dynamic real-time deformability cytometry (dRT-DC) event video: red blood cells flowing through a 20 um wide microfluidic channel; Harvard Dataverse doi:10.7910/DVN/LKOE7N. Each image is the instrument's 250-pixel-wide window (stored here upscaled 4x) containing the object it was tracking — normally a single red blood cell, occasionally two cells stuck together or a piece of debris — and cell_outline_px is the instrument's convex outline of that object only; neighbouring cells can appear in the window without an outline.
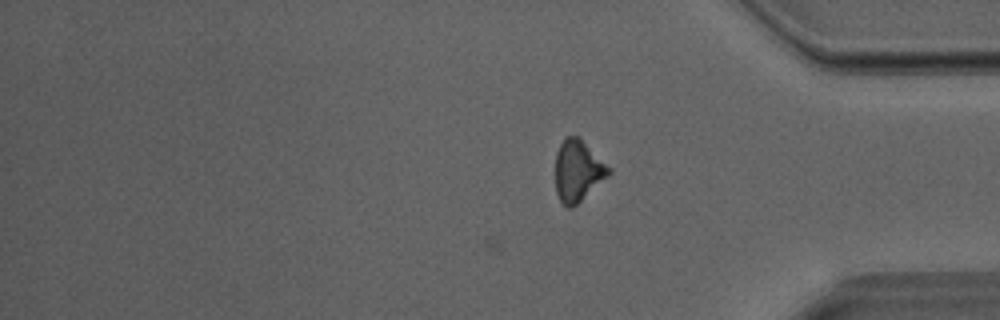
{"species": "Egyptian fruit bat (a non-hibernating species)", "species_latin": "Rousettus aegyptiacus", "temperature_condition": "room temperature", "stored_images_in_passage": 19, "camera_frame_rate_fps": 3000, "um_per_image_px": 0.085, "animal": {"sex": "male"}, "frame": {"image": 1, "passage_image": 19, "time_ms": 6.0, "image_size_px": [1000, 320], "cell_outline_px": [[612, 172], [608, 176], [576, 204], [568, 208], [560, 200], [556, 192], [556, 152], [560, 144], [568, 136], [580, 136], [612, 168]], "centroid_in_image_um": [49.14, 14.47], "position_along_channel_um": 386.1, "area_um2": 19.02}}